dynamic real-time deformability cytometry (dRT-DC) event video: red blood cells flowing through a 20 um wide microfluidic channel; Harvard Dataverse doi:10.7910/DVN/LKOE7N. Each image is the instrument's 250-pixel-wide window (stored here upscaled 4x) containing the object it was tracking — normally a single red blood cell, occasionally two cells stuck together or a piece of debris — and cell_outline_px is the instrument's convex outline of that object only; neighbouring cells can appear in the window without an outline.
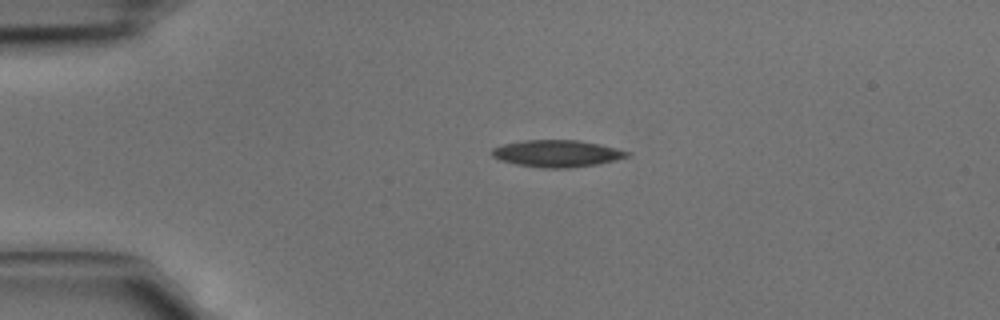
{"species": "common noctule bat (a hibernating species)", "species_latin": "Nyctalus noctula", "temperature_condition": "cold", "stored_images_in_passage": 3, "camera_frame_rate_fps": 3000, "um_per_image_px": 0.085, "animal": {"sex": "male", "body_mass_g": 15.6}, "frame": {"image": 1, "passage_image": 2, "time_ms": 0.333, "image_size_px": [1000, 320], "cell_outline_px": [[632, 152], [628, 156], [616, 160], [596, 164], [568, 168], [540, 168], [516, 164], [500, 160], [492, 156], [492, 148], [500, 144], [524, 140], [576, 140], [600, 144]], "centroid_in_image_um": [47.32, 13.04], "position_along_channel_um": 37.7, "area_um2": 21.27}}